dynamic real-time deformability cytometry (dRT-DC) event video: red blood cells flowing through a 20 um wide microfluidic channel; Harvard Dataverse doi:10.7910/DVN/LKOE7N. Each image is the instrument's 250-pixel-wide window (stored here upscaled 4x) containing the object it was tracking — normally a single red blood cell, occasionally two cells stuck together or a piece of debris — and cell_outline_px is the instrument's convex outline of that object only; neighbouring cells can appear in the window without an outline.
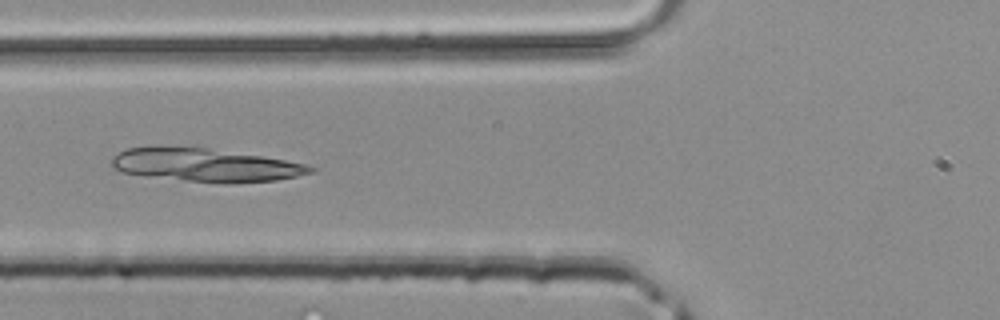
{"species": "common noctule bat (a hibernating species)", "species_latin": "Nyctalus noctula", "temperature_condition": "room temperature", "stored_images_in_passage": 43, "camera_frame_rate_fps": 3000, "um_per_image_px": 0.085, "animal": {"sex": "male", "body_mass_g": 20.4}, "frame": {"image": 1, "passage_image": 17, "time_ms": 5.333, "image_size_px": [1000, 320], "cell_outline_px": [[316, 168], [312, 172], [296, 176], [276, 180], [188, 180], [148, 176], [120, 172], [112, 168], [108, 160], [112, 156], [128, 148], [156, 144], [208, 148], [260, 156], [284, 160], [304, 164]], "centroid_in_image_um": [17.25, 13.96], "position_along_channel_um": 108.6, "area_um2": 37.57}}
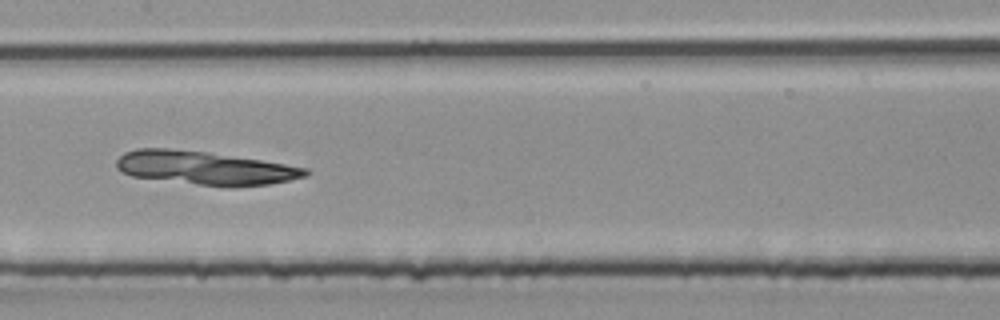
{"frame": {"image": 2, "passage_image": 22, "time_ms": 7.0, "image_size_px": [1000, 320], "cell_outline_px": [[312, 172], [308, 176], [268, 184], [232, 188], [228, 188], [132, 176], [120, 172], [116, 168], [116, 160], [124, 152], [136, 148], [168, 148], [208, 152], [260, 160], [308, 168]], "centroid_in_image_um": [17.42, 14.28], "position_along_channel_um": 190.0, "area_um2": 37.11}}
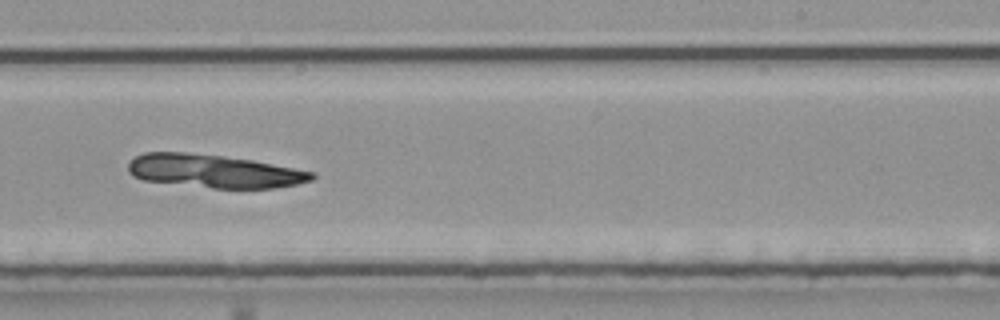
{"frame": {"image": 3, "passage_image": 27, "time_ms": 8.667, "image_size_px": [1000, 320], "cell_outline_px": [[316, 176], [312, 180], [296, 184], [276, 188], [212, 188], [144, 180], [128, 172], [128, 164], [136, 156], [144, 152], [184, 152], [224, 156], [252, 160], [316, 172]], "centroid_in_image_um": [18.23, 14.54], "position_along_channel_um": 270.8, "area_um2": 35.43}}